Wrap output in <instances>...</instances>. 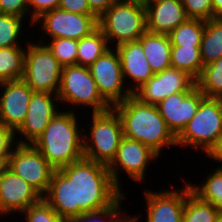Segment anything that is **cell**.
Masks as SVG:
<instances>
[{
  "label": "cell",
  "instance_id": "6da1fadb",
  "mask_svg": "<svg viewBox=\"0 0 222 222\" xmlns=\"http://www.w3.org/2000/svg\"><path fill=\"white\" fill-rule=\"evenodd\" d=\"M121 191L108 165L82 158L55 169L43 199L67 219L110 206L124 193Z\"/></svg>",
  "mask_w": 222,
  "mask_h": 222
},
{
  "label": "cell",
  "instance_id": "7a4b0ae2",
  "mask_svg": "<svg viewBox=\"0 0 222 222\" xmlns=\"http://www.w3.org/2000/svg\"><path fill=\"white\" fill-rule=\"evenodd\" d=\"M112 108L120 117L124 137L141 142L158 156L166 146H177V137L156 105L145 104L132 94Z\"/></svg>",
  "mask_w": 222,
  "mask_h": 222
},
{
  "label": "cell",
  "instance_id": "3957f363",
  "mask_svg": "<svg viewBox=\"0 0 222 222\" xmlns=\"http://www.w3.org/2000/svg\"><path fill=\"white\" fill-rule=\"evenodd\" d=\"M77 121L70 110L58 112L32 144L54 169L84 158L83 135Z\"/></svg>",
  "mask_w": 222,
  "mask_h": 222
},
{
  "label": "cell",
  "instance_id": "277c9868",
  "mask_svg": "<svg viewBox=\"0 0 222 222\" xmlns=\"http://www.w3.org/2000/svg\"><path fill=\"white\" fill-rule=\"evenodd\" d=\"M98 27L105 35L108 45L111 40L117 45L137 41L146 30V9L140 2L116 0L98 18Z\"/></svg>",
  "mask_w": 222,
  "mask_h": 222
},
{
  "label": "cell",
  "instance_id": "5b68a950",
  "mask_svg": "<svg viewBox=\"0 0 222 222\" xmlns=\"http://www.w3.org/2000/svg\"><path fill=\"white\" fill-rule=\"evenodd\" d=\"M91 116V129L83 136L84 158L109 165L124 137L120 117L113 108Z\"/></svg>",
  "mask_w": 222,
  "mask_h": 222
},
{
  "label": "cell",
  "instance_id": "8992f818",
  "mask_svg": "<svg viewBox=\"0 0 222 222\" xmlns=\"http://www.w3.org/2000/svg\"><path fill=\"white\" fill-rule=\"evenodd\" d=\"M222 136V98L205 97L193 118L177 136L178 146L202 148L205 153Z\"/></svg>",
  "mask_w": 222,
  "mask_h": 222
},
{
  "label": "cell",
  "instance_id": "52a82bcc",
  "mask_svg": "<svg viewBox=\"0 0 222 222\" xmlns=\"http://www.w3.org/2000/svg\"><path fill=\"white\" fill-rule=\"evenodd\" d=\"M57 96L61 103L91 107L92 113H101L112 108L100 95L89 68L85 66L62 67Z\"/></svg>",
  "mask_w": 222,
  "mask_h": 222
},
{
  "label": "cell",
  "instance_id": "ba28073f",
  "mask_svg": "<svg viewBox=\"0 0 222 222\" xmlns=\"http://www.w3.org/2000/svg\"><path fill=\"white\" fill-rule=\"evenodd\" d=\"M25 51L22 79L34 92L58 94L62 66L42 43H29Z\"/></svg>",
  "mask_w": 222,
  "mask_h": 222
},
{
  "label": "cell",
  "instance_id": "9c48e42d",
  "mask_svg": "<svg viewBox=\"0 0 222 222\" xmlns=\"http://www.w3.org/2000/svg\"><path fill=\"white\" fill-rule=\"evenodd\" d=\"M7 168L30 184L42 197L46 195L55 171L32 144L18 143L13 147Z\"/></svg>",
  "mask_w": 222,
  "mask_h": 222
},
{
  "label": "cell",
  "instance_id": "30bf717a",
  "mask_svg": "<svg viewBox=\"0 0 222 222\" xmlns=\"http://www.w3.org/2000/svg\"><path fill=\"white\" fill-rule=\"evenodd\" d=\"M88 68L100 95L111 107L132 95L128 87L125 86L121 61L116 49L112 50L110 47Z\"/></svg>",
  "mask_w": 222,
  "mask_h": 222
},
{
  "label": "cell",
  "instance_id": "8fae6325",
  "mask_svg": "<svg viewBox=\"0 0 222 222\" xmlns=\"http://www.w3.org/2000/svg\"><path fill=\"white\" fill-rule=\"evenodd\" d=\"M39 22H42V30L48 33L51 39L67 38L79 41L98 27V18L95 15H82L60 8L43 13L34 25Z\"/></svg>",
  "mask_w": 222,
  "mask_h": 222
},
{
  "label": "cell",
  "instance_id": "7c38bea8",
  "mask_svg": "<svg viewBox=\"0 0 222 222\" xmlns=\"http://www.w3.org/2000/svg\"><path fill=\"white\" fill-rule=\"evenodd\" d=\"M195 87L196 80L192 76L170 67L154 74L133 95L145 104L157 105L172 94L191 92Z\"/></svg>",
  "mask_w": 222,
  "mask_h": 222
},
{
  "label": "cell",
  "instance_id": "4fadbf2b",
  "mask_svg": "<svg viewBox=\"0 0 222 222\" xmlns=\"http://www.w3.org/2000/svg\"><path fill=\"white\" fill-rule=\"evenodd\" d=\"M159 156L148 146L137 140L123 137L120 141L116 157L108 165L114 183L120 188L118 167L128 174L131 180L142 182L150 161ZM146 171V172H145Z\"/></svg>",
  "mask_w": 222,
  "mask_h": 222
},
{
  "label": "cell",
  "instance_id": "5bb4252c",
  "mask_svg": "<svg viewBox=\"0 0 222 222\" xmlns=\"http://www.w3.org/2000/svg\"><path fill=\"white\" fill-rule=\"evenodd\" d=\"M56 99L58 100L56 94L33 92L25 119L15 131V136L16 133H21L20 137H24V140L20 139L18 144H33L42 135L50 121L59 112L54 105L55 101L58 102Z\"/></svg>",
  "mask_w": 222,
  "mask_h": 222
},
{
  "label": "cell",
  "instance_id": "9a60e30c",
  "mask_svg": "<svg viewBox=\"0 0 222 222\" xmlns=\"http://www.w3.org/2000/svg\"><path fill=\"white\" fill-rule=\"evenodd\" d=\"M43 197L20 176L7 167L0 170V214H22L30 205Z\"/></svg>",
  "mask_w": 222,
  "mask_h": 222
},
{
  "label": "cell",
  "instance_id": "2e32d148",
  "mask_svg": "<svg viewBox=\"0 0 222 222\" xmlns=\"http://www.w3.org/2000/svg\"><path fill=\"white\" fill-rule=\"evenodd\" d=\"M205 95L195 87L191 92H180L160 101L156 106L168 128L177 137L193 118Z\"/></svg>",
  "mask_w": 222,
  "mask_h": 222
},
{
  "label": "cell",
  "instance_id": "e0dca14e",
  "mask_svg": "<svg viewBox=\"0 0 222 222\" xmlns=\"http://www.w3.org/2000/svg\"><path fill=\"white\" fill-rule=\"evenodd\" d=\"M0 88V122L15 132L25 119L34 91L23 79L2 82Z\"/></svg>",
  "mask_w": 222,
  "mask_h": 222
},
{
  "label": "cell",
  "instance_id": "ac0fdd59",
  "mask_svg": "<svg viewBox=\"0 0 222 222\" xmlns=\"http://www.w3.org/2000/svg\"><path fill=\"white\" fill-rule=\"evenodd\" d=\"M182 190L144 191L146 222H182L186 201V185ZM174 190V191H173Z\"/></svg>",
  "mask_w": 222,
  "mask_h": 222
},
{
  "label": "cell",
  "instance_id": "d6986e66",
  "mask_svg": "<svg viewBox=\"0 0 222 222\" xmlns=\"http://www.w3.org/2000/svg\"><path fill=\"white\" fill-rule=\"evenodd\" d=\"M144 5L150 33L168 35L189 19L181 0H148Z\"/></svg>",
  "mask_w": 222,
  "mask_h": 222
},
{
  "label": "cell",
  "instance_id": "ffe728a7",
  "mask_svg": "<svg viewBox=\"0 0 222 222\" xmlns=\"http://www.w3.org/2000/svg\"><path fill=\"white\" fill-rule=\"evenodd\" d=\"M115 49L120 57L124 82H126V78H130L134 82L130 84V87L128 86V89L133 94L146 83L154 73L149 66L142 45L138 40L117 45Z\"/></svg>",
  "mask_w": 222,
  "mask_h": 222
},
{
  "label": "cell",
  "instance_id": "44dd1931",
  "mask_svg": "<svg viewBox=\"0 0 222 222\" xmlns=\"http://www.w3.org/2000/svg\"><path fill=\"white\" fill-rule=\"evenodd\" d=\"M138 41L154 74L171 67V41L166 34L145 32Z\"/></svg>",
  "mask_w": 222,
  "mask_h": 222
},
{
  "label": "cell",
  "instance_id": "7402d4cb",
  "mask_svg": "<svg viewBox=\"0 0 222 222\" xmlns=\"http://www.w3.org/2000/svg\"><path fill=\"white\" fill-rule=\"evenodd\" d=\"M200 52L203 67L222 57V18L205 20Z\"/></svg>",
  "mask_w": 222,
  "mask_h": 222
},
{
  "label": "cell",
  "instance_id": "603a6c76",
  "mask_svg": "<svg viewBox=\"0 0 222 222\" xmlns=\"http://www.w3.org/2000/svg\"><path fill=\"white\" fill-rule=\"evenodd\" d=\"M109 48L105 35L97 27L78 41L77 65L89 67Z\"/></svg>",
  "mask_w": 222,
  "mask_h": 222
},
{
  "label": "cell",
  "instance_id": "cb8c5ba5",
  "mask_svg": "<svg viewBox=\"0 0 222 222\" xmlns=\"http://www.w3.org/2000/svg\"><path fill=\"white\" fill-rule=\"evenodd\" d=\"M25 51L21 46L0 48V83L22 79Z\"/></svg>",
  "mask_w": 222,
  "mask_h": 222
},
{
  "label": "cell",
  "instance_id": "d4e9b609",
  "mask_svg": "<svg viewBox=\"0 0 222 222\" xmlns=\"http://www.w3.org/2000/svg\"><path fill=\"white\" fill-rule=\"evenodd\" d=\"M218 208L201 200L186 182V201L182 222H215Z\"/></svg>",
  "mask_w": 222,
  "mask_h": 222
},
{
  "label": "cell",
  "instance_id": "484cf974",
  "mask_svg": "<svg viewBox=\"0 0 222 222\" xmlns=\"http://www.w3.org/2000/svg\"><path fill=\"white\" fill-rule=\"evenodd\" d=\"M170 59L171 67L188 73L195 80L203 68L200 47L172 46Z\"/></svg>",
  "mask_w": 222,
  "mask_h": 222
},
{
  "label": "cell",
  "instance_id": "4316f807",
  "mask_svg": "<svg viewBox=\"0 0 222 222\" xmlns=\"http://www.w3.org/2000/svg\"><path fill=\"white\" fill-rule=\"evenodd\" d=\"M204 29L205 20L189 18L168 36L172 46L200 47Z\"/></svg>",
  "mask_w": 222,
  "mask_h": 222
},
{
  "label": "cell",
  "instance_id": "83f0119b",
  "mask_svg": "<svg viewBox=\"0 0 222 222\" xmlns=\"http://www.w3.org/2000/svg\"><path fill=\"white\" fill-rule=\"evenodd\" d=\"M196 87L207 98H222V57L202 68Z\"/></svg>",
  "mask_w": 222,
  "mask_h": 222
},
{
  "label": "cell",
  "instance_id": "f1b7e54d",
  "mask_svg": "<svg viewBox=\"0 0 222 222\" xmlns=\"http://www.w3.org/2000/svg\"><path fill=\"white\" fill-rule=\"evenodd\" d=\"M203 182L202 186L190 184L191 191L201 200L222 209V168L215 169Z\"/></svg>",
  "mask_w": 222,
  "mask_h": 222
},
{
  "label": "cell",
  "instance_id": "f546056e",
  "mask_svg": "<svg viewBox=\"0 0 222 222\" xmlns=\"http://www.w3.org/2000/svg\"><path fill=\"white\" fill-rule=\"evenodd\" d=\"M122 194L113 204L102 209L82 213L75 217L65 219V222H131L130 216H123L121 211ZM122 215V216H121ZM101 218V219H100ZM105 218V221L104 219ZM108 218V219H107ZM111 218V219H110Z\"/></svg>",
  "mask_w": 222,
  "mask_h": 222
},
{
  "label": "cell",
  "instance_id": "4dcf8cb0",
  "mask_svg": "<svg viewBox=\"0 0 222 222\" xmlns=\"http://www.w3.org/2000/svg\"><path fill=\"white\" fill-rule=\"evenodd\" d=\"M62 67L77 65L78 41L67 38H55L44 44Z\"/></svg>",
  "mask_w": 222,
  "mask_h": 222
},
{
  "label": "cell",
  "instance_id": "1f68e13d",
  "mask_svg": "<svg viewBox=\"0 0 222 222\" xmlns=\"http://www.w3.org/2000/svg\"><path fill=\"white\" fill-rule=\"evenodd\" d=\"M23 20L15 15L0 14V48L20 46L17 43L22 36Z\"/></svg>",
  "mask_w": 222,
  "mask_h": 222
},
{
  "label": "cell",
  "instance_id": "d6a6232c",
  "mask_svg": "<svg viewBox=\"0 0 222 222\" xmlns=\"http://www.w3.org/2000/svg\"><path fill=\"white\" fill-rule=\"evenodd\" d=\"M24 214L26 222H65V219H62L43 198L38 203L30 205Z\"/></svg>",
  "mask_w": 222,
  "mask_h": 222
},
{
  "label": "cell",
  "instance_id": "836d02e7",
  "mask_svg": "<svg viewBox=\"0 0 222 222\" xmlns=\"http://www.w3.org/2000/svg\"><path fill=\"white\" fill-rule=\"evenodd\" d=\"M186 14L192 19H213L212 0H181Z\"/></svg>",
  "mask_w": 222,
  "mask_h": 222
},
{
  "label": "cell",
  "instance_id": "e575fe53",
  "mask_svg": "<svg viewBox=\"0 0 222 222\" xmlns=\"http://www.w3.org/2000/svg\"><path fill=\"white\" fill-rule=\"evenodd\" d=\"M15 139V132L0 122V167H7L9 157L12 152V146L17 141Z\"/></svg>",
  "mask_w": 222,
  "mask_h": 222
},
{
  "label": "cell",
  "instance_id": "d590c367",
  "mask_svg": "<svg viewBox=\"0 0 222 222\" xmlns=\"http://www.w3.org/2000/svg\"><path fill=\"white\" fill-rule=\"evenodd\" d=\"M60 0H27V6L29 9L32 8V15H30L31 23L34 25V22L39 18L43 13L58 8Z\"/></svg>",
  "mask_w": 222,
  "mask_h": 222
},
{
  "label": "cell",
  "instance_id": "8d00e7d4",
  "mask_svg": "<svg viewBox=\"0 0 222 222\" xmlns=\"http://www.w3.org/2000/svg\"><path fill=\"white\" fill-rule=\"evenodd\" d=\"M0 11L1 14L24 18L25 14L27 15L29 12L27 0H0Z\"/></svg>",
  "mask_w": 222,
  "mask_h": 222
},
{
  "label": "cell",
  "instance_id": "74e56055",
  "mask_svg": "<svg viewBox=\"0 0 222 222\" xmlns=\"http://www.w3.org/2000/svg\"><path fill=\"white\" fill-rule=\"evenodd\" d=\"M58 8L82 15H94L87 0H60Z\"/></svg>",
  "mask_w": 222,
  "mask_h": 222
},
{
  "label": "cell",
  "instance_id": "f35d334b",
  "mask_svg": "<svg viewBox=\"0 0 222 222\" xmlns=\"http://www.w3.org/2000/svg\"><path fill=\"white\" fill-rule=\"evenodd\" d=\"M92 13L100 18L116 0H87Z\"/></svg>",
  "mask_w": 222,
  "mask_h": 222
},
{
  "label": "cell",
  "instance_id": "ab89813d",
  "mask_svg": "<svg viewBox=\"0 0 222 222\" xmlns=\"http://www.w3.org/2000/svg\"><path fill=\"white\" fill-rule=\"evenodd\" d=\"M208 158L222 162V136L215 142V144L206 152ZM219 168H222V164Z\"/></svg>",
  "mask_w": 222,
  "mask_h": 222
},
{
  "label": "cell",
  "instance_id": "60d3db41",
  "mask_svg": "<svg viewBox=\"0 0 222 222\" xmlns=\"http://www.w3.org/2000/svg\"><path fill=\"white\" fill-rule=\"evenodd\" d=\"M213 18L222 17V0H212Z\"/></svg>",
  "mask_w": 222,
  "mask_h": 222
},
{
  "label": "cell",
  "instance_id": "b9f144b4",
  "mask_svg": "<svg viewBox=\"0 0 222 222\" xmlns=\"http://www.w3.org/2000/svg\"><path fill=\"white\" fill-rule=\"evenodd\" d=\"M215 222H222V209H218Z\"/></svg>",
  "mask_w": 222,
  "mask_h": 222
},
{
  "label": "cell",
  "instance_id": "7bdbcfd3",
  "mask_svg": "<svg viewBox=\"0 0 222 222\" xmlns=\"http://www.w3.org/2000/svg\"><path fill=\"white\" fill-rule=\"evenodd\" d=\"M125 1L140 2L145 4L148 0H125Z\"/></svg>",
  "mask_w": 222,
  "mask_h": 222
},
{
  "label": "cell",
  "instance_id": "ee69618b",
  "mask_svg": "<svg viewBox=\"0 0 222 222\" xmlns=\"http://www.w3.org/2000/svg\"><path fill=\"white\" fill-rule=\"evenodd\" d=\"M130 219H131V222H137L138 217H136V216L134 217V216H133V217H130Z\"/></svg>",
  "mask_w": 222,
  "mask_h": 222
}]
</instances>
